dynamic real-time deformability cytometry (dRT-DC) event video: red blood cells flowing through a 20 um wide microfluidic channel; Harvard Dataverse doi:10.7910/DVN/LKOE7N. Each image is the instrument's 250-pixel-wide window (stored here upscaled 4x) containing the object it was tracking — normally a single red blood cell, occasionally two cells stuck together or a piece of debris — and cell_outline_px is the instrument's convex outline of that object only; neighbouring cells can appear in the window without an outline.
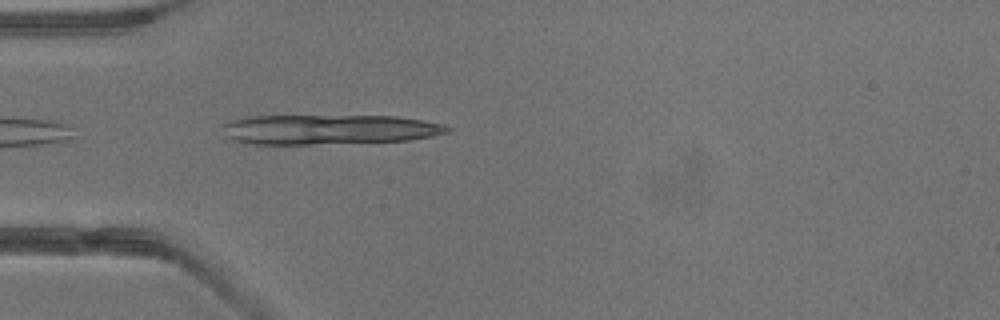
{"species": "common noctule bat (a hibernating species)", "species_latin": "Nyctalus noctula", "temperature_condition": "warm", "stored_images_in_passage": 2, "camera_frame_rate_fps": 3000, "um_per_image_px": 0.085, "animal": {"sex": "male", "body_mass_g": 13.3}, "frame": {"image": 1, "passage_image": 2, "time_ms": 0.333, "image_size_px": [1000, 320], "cell_outline_px": [[452, 128], [448, 132], [432, 136], [412, 140], [312, 144], [244, 144], [232, 140], [224, 136], [220, 124], [228, 120], [240, 116], [396, 116], [424, 120], [444, 124]], "centroid_in_image_um": [27.86, 11.0], "position_along_channel_um": 57.1, "area_um2": 39.77}}